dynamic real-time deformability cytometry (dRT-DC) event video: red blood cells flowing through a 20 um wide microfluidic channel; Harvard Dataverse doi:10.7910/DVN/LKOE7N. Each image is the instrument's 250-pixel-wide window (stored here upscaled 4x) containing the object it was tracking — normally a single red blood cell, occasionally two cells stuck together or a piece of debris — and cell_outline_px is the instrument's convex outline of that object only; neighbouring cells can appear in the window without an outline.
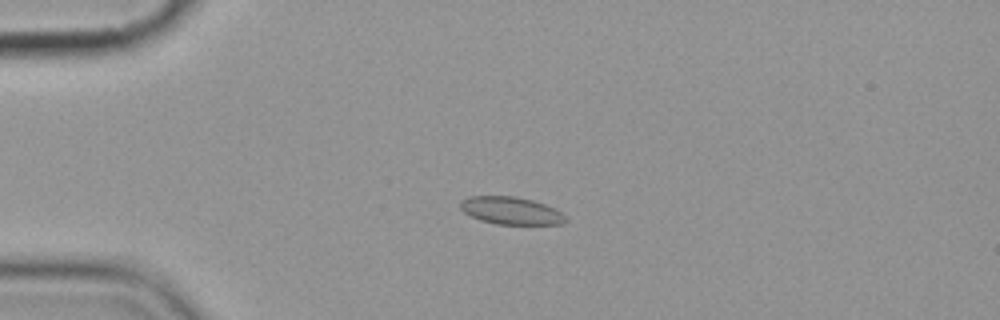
{"species": "common noctule bat (a hibernating species)", "species_latin": "Nyctalus noctula", "temperature_condition": "cold", "stored_images_in_passage": 4, "camera_frame_rate_fps": 3000, "um_per_image_px": 0.085, "animal": {"sex": "female", "body_mass_g": 19.9}, "frame": {"image": 1, "passage_image": 4, "time_ms": 3.667, "image_size_px": [1000, 320], "cell_outline_px": [[568, 220], [564, 224], [496, 224], [480, 220], [464, 212], [460, 208], [460, 200], [468, 196], [512, 196], [532, 200], [556, 208]], "centroid_in_image_um": [43.42, 17.9], "position_along_channel_um": 41.6, "area_um2": 16.88}}